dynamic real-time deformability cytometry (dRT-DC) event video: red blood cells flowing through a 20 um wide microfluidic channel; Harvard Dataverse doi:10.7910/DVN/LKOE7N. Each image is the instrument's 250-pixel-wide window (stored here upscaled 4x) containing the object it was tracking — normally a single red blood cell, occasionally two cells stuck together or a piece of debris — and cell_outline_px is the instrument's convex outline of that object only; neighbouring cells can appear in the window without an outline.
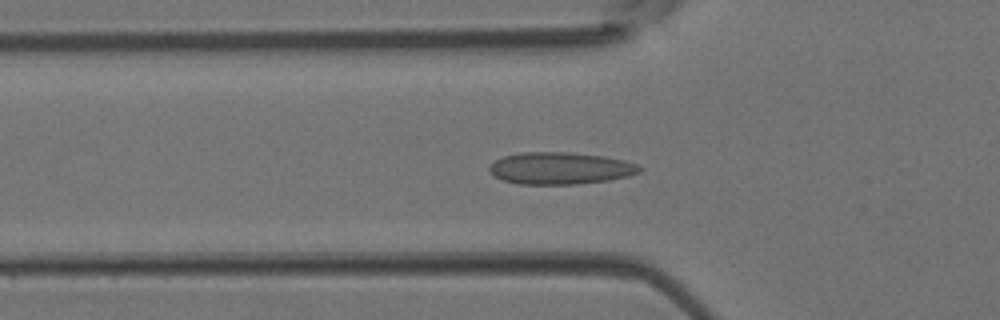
{"species": "Egyptian fruit bat (a non-hibernating species)", "species_latin": "Rousettus aegyptiacus", "temperature_condition": "room temperature", "stored_images_in_passage": 32, "camera_frame_rate_fps": 3000, "um_per_image_px": 0.085, "animal": {"sex": "female"}, "frame": {"image": 1, "passage_image": 2, "time_ms": 0.333, "image_size_px": [1000, 320], "cell_outline_px": [[644, 168], [640, 172], [628, 176], [608, 180], [580, 184], [520, 184], [504, 180], [496, 176], [488, 168], [496, 160], [504, 156], [520, 152], [572, 152], [604, 156], [624, 160], [636, 164]], "centroid_in_image_um": [47.67, 14.29], "position_along_channel_um": 78.1, "area_um2": 27.98}}
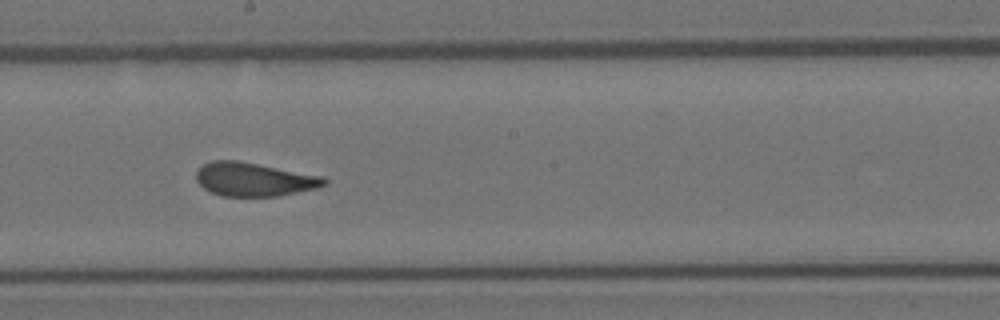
{"frame": {"image": 2, "passage_image": 12, "time_ms": 3.667, "image_size_px": [1000, 320], "cell_outline_px": [[328, 184], [316, 188], [276, 196], [224, 196], [212, 192], [204, 188], [196, 180], [196, 172], [204, 164], [212, 160], [236, 160], [324, 176], [328, 180]], "centroid_in_image_um": [21.61, 15.24], "position_along_channel_um": 226.6, "area_um2": 24.91}}
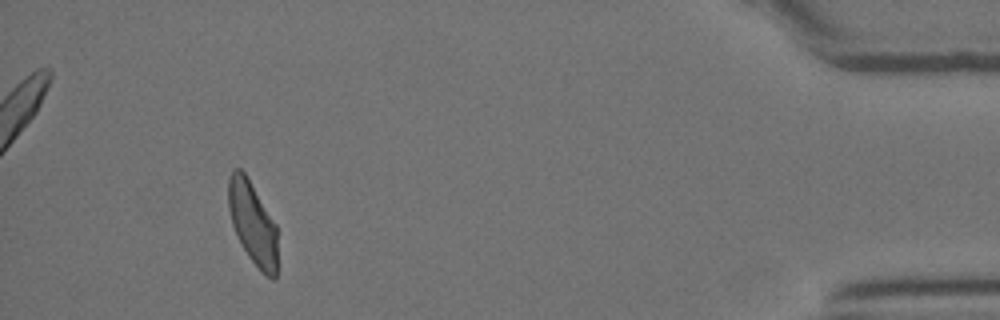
{"frame": {"image": 3, "passage_image": 29, "time_ms": 9.333, "image_size_px": [1000, 320], "cell_outline_px": [[276, 280], [272, 280], [264, 276], [260, 272], [248, 256], [232, 224], [228, 208], [228, 176], [232, 168], [240, 168], [244, 172], [276, 224]], "centroid_in_image_um": [21.46, 18.97], "position_along_channel_um": 413.7, "area_um2": 23.58}}